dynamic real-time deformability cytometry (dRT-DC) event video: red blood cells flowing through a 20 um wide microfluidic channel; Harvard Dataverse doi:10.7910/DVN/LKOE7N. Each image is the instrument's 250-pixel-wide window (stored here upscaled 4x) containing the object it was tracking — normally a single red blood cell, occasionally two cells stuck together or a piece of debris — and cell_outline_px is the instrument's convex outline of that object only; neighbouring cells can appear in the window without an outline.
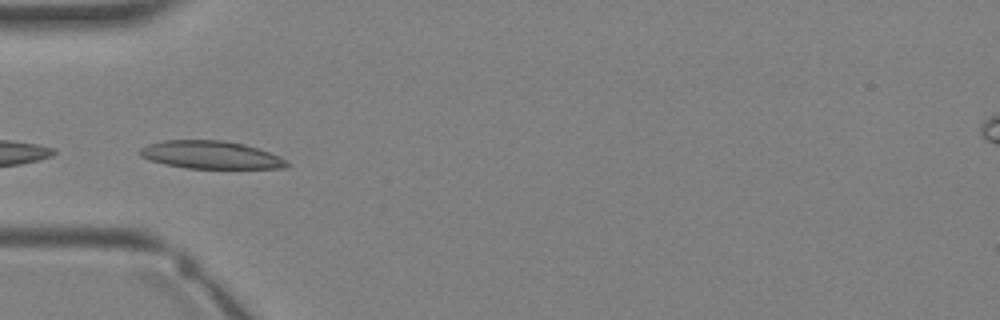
{"species": "Egyptian fruit bat (a non-hibernating species)", "species_latin": "Rousettus aegyptiacus", "temperature_condition": "warm", "stored_images_in_passage": 4, "camera_frame_rate_fps": 3000, "um_per_image_px": 0.085, "animal": {"sex": "female"}, "frame": {"image": 1, "passage_image": 4, "time_ms": 3.667, "image_size_px": [1000, 320], "cell_outline_px": [[292, 164], [288, 168], [188, 168], [164, 164], [140, 156], [140, 148], [148, 144], [164, 140], [224, 140], [244, 144], [280, 156], [288, 160]], "centroid_in_image_um": [17.96, 13.16], "position_along_channel_um": 67.0, "area_um2": 23.81}}